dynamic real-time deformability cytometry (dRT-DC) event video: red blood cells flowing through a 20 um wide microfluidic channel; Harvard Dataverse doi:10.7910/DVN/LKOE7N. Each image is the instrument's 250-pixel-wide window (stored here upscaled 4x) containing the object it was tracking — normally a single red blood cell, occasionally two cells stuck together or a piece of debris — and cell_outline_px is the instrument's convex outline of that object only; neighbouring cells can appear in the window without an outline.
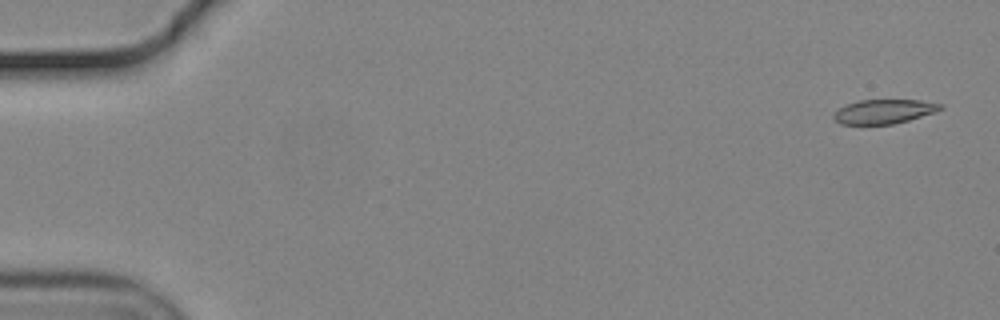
{"species": "common noctule bat (a hibernating species)", "species_latin": "Nyctalus noctula", "temperature_condition": "cold", "stored_images_in_passage": 13, "camera_frame_rate_fps": 3000, "um_per_image_px": 0.085, "animal": {"sex": "male", "body_mass_g": 19.2, "forearm_length_mm": 51.8}, "frame": {"image": 1, "passage_image": 1, "time_ms": 0.0, "image_size_px": [1000, 320], "cell_outline_px": [[944, 108], [936, 112], [908, 120], [892, 124], [840, 124], [832, 116], [832, 112], [844, 104], [860, 100], [920, 100], [944, 104]], "centroid_in_image_um": [75.12, 9.47], "position_along_channel_um": 9.9, "area_um2": 15.26}}